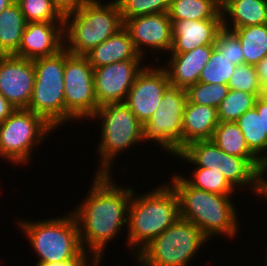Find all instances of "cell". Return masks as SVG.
<instances>
[{
	"instance_id": "obj_1",
	"label": "cell",
	"mask_w": 267,
	"mask_h": 266,
	"mask_svg": "<svg viewBox=\"0 0 267 266\" xmlns=\"http://www.w3.org/2000/svg\"><path fill=\"white\" fill-rule=\"evenodd\" d=\"M111 177V174H95L86 198L71 211L78 223L83 251L98 264L108 242L122 232L123 226H128V208L134 190L118 186Z\"/></svg>"
},
{
	"instance_id": "obj_2",
	"label": "cell",
	"mask_w": 267,
	"mask_h": 266,
	"mask_svg": "<svg viewBox=\"0 0 267 266\" xmlns=\"http://www.w3.org/2000/svg\"><path fill=\"white\" fill-rule=\"evenodd\" d=\"M170 179L179 199L180 218L193 223L208 239L237 236L240 221L231 195L194 188L179 173H174Z\"/></svg>"
},
{
	"instance_id": "obj_3",
	"label": "cell",
	"mask_w": 267,
	"mask_h": 266,
	"mask_svg": "<svg viewBox=\"0 0 267 266\" xmlns=\"http://www.w3.org/2000/svg\"><path fill=\"white\" fill-rule=\"evenodd\" d=\"M166 183L143 195H135L137 193L133 190L128 208L126 243L134 256L180 217L176 191Z\"/></svg>"
},
{
	"instance_id": "obj_4",
	"label": "cell",
	"mask_w": 267,
	"mask_h": 266,
	"mask_svg": "<svg viewBox=\"0 0 267 266\" xmlns=\"http://www.w3.org/2000/svg\"><path fill=\"white\" fill-rule=\"evenodd\" d=\"M192 166L219 171L235 188H246L261 197L264 196V182L267 167L259 159H245L222 151L212 140L190 142L176 155ZM187 161V162H186ZM248 186V187H247ZM241 187V188H240Z\"/></svg>"
},
{
	"instance_id": "obj_5",
	"label": "cell",
	"mask_w": 267,
	"mask_h": 266,
	"mask_svg": "<svg viewBox=\"0 0 267 266\" xmlns=\"http://www.w3.org/2000/svg\"><path fill=\"white\" fill-rule=\"evenodd\" d=\"M123 27L116 0L108 3L89 0L79 10L64 17V48L71 54L85 55Z\"/></svg>"
},
{
	"instance_id": "obj_6",
	"label": "cell",
	"mask_w": 267,
	"mask_h": 266,
	"mask_svg": "<svg viewBox=\"0 0 267 266\" xmlns=\"http://www.w3.org/2000/svg\"><path fill=\"white\" fill-rule=\"evenodd\" d=\"M37 221L20 219L16 223L38 256L36 263L50 264L76 260L84 251L74 214Z\"/></svg>"
},
{
	"instance_id": "obj_7",
	"label": "cell",
	"mask_w": 267,
	"mask_h": 266,
	"mask_svg": "<svg viewBox=\"0 0 267 266\" xmlns=\"http://www.w3.org/2000/svg\"><path fill=\"white\" fill-rule=\"evenodd\" d=\"M101 120V141L97 154L100 168L96 174H112L113 160L128 148L142 143L143 124L138 120L125 102L106 103L99 106L89 119Z\"/></svg>"
},
{
	"instance_id": "obj_8",
	"label": "cell",
	"mask_w": 267,
	"mask_h": 266,
	"mask_svg": "<svg viewBox=\"0 0 267 266\" xmlns=\"http://www.w3.org/2000/svg\"><path fill=\"white\" fill-rule=\"evenodd\" d=\"M208 240L193 223L179 217L135 257L139 266H188Z\"/></svg>"
},
{
	"instance_id": "obj_9",
	"label": "cell",
	"mask_w": 267,
	"mask_h": 266,
	"mask_svg": "<svg viewBox=\"0 0 267 266\" xmlns=\"http://www.w3.org/2000/svg\"><path fill=\"white\" fill-rule=\"evenodd\" d=\"M33 64L35 83L27 109L58 129L65 125V48L53 56L34 59Z\"/></svg>"
},
{
	"instance_id": "obj_10",
	"label": "cell",
	"mask_w": 267,
	"mask_h": 266,
	"mask_svg": "<svg viewBox=\"0 0 267 266\" xmlns=\"http://www.w3.org/2000/svg\"><path fill=\"white\" fill-rule=\"evenodd\" d=\"M54 130L41 116L29 109H15L0 123V158L16 166L28 165L34 147L40 145Z\"/></svg>"
},
{
	"instance_id": "obj_11",
	"label": "cell",
	"mask_w": 267,
	"mask_h": 266,
	"mask_svg": "<svg viewBox=\"0 0 267 266\" xmlns=\"http://www.w3.org/2000/svg\"><path fill=\"white\" fill-rule=\"evenodd\" d=\"M186 102V89L170 85L157 110L143 123V143L155 142V146L158 144L163 152L178 155L182 150V121Z\"/></svg>"
},
{
	"instance_id": "obj_12",
	"label": "cell",
	"mask_w": 267,
	"mask_h": 266,
	"mask_svg": "<svg viewBox=\"0 0 267 266\" xmlns=\"http://www.w3.org/2000/svg\"><path fill=\"white\" fill-rule=\"evenodd\" d=\"M65 124L89 120L99 108L94 87V68L85 55L65 49L64 66Z\"/></svg>"
},
{
	"instance_id": "obj_13",
	"label": "cell",
	"mask_w": 267,
	"mask_h": 266,
	"mask_svg": "<svg viewBox=\"0 0 267 266\" xmlns=\"http://www.w3.org/2000/svg\"><path fill=\"white\" fill-rule=\"evenodd\" d=\"M169 86L168 74L162 65L147 64L134 80L125 103L143 124L157 110Z\"/></svg>"
},
{
	"instance_id": "obj_14",
	"label": "cell",
	"mask_w": 267,
	"mask_h": 266,
	"mask_svg": "<svg viewBox=\"0 0 267 266\" xmlns=\"http://www.w3.org/2000/svg\"><path fill=\"white\" fill-rule=\"evenodd\" d=\"M143 61L144 59L124 60L94 68V87L98 105L125 102L134 80L146 66Z\"/></svg>"
},
{
	"instance_id": "obj_15",
	"label": "cell",
	"mask_w": 267,
	"mask_h": 266,
	"mask_svg": "<svg viewBox=\"0 0 267 266\" xmlns=\"http://www.w3.org/2000/svg\"><path fill=\"white\" fill-rule=\"evenodd\" d=\"M34 83L33 60L0 55V93L12 106L28 108Z\"/></svg>"
},
{
	"instance_id": "obj_16",
	"label": "cell",
	"mask_w": 267,
	"mask_h": 266,
	"mask_svg": "<svg viewBox=\"0 0 267 266\" xmlns=\"http://www.w3.org/2000/svg\"><path fill=\"white\" fill-rule=\"evenodd\" d=\"M124 27L129 31L135 49L141 57L145 58L147 49L154 50V53L161 50L169 53L173 31L172 21L167 13L129 18L124 22Z\"/></svg>"
},
{
	"instance_id": "obj_17",
	"label": "cell",
	"mask_w": 267,
	"mask_h": 266,
	"mask_svg": "<svg viewBox=\"0 0 267 266\" xmlns=\"http://www.w3.org/2000/svg\"><path fill=\"white\" fill-rule=\"evenodd\" d=\"M64 22H27L14 56L34 60L57 54L64 48Z\"/></svg>"
},
{
	"instance_id": "obj_18",
	"label": "cell",
	"mask_w": 267,
	"mask_h": 266,
	"mask_svg": "<svg viewBox=\"0 0 267 266\" xmlns=\"http://www.w3.org/2000/svg\"><path fill=\"white\" fill-rule=\"evenodd\" d=\"M223 19L171 20L172 46L170 53H186L204 45H214Z\"/></svg>"
},
{
	"instance_id": "obj_19",
	"label": "cell",
	"mask_w": 267,
	"mask_h": 266,
	"mask_svg": "<svg viewBox=\"0 0 267 266\" xmlns=\"http://www.w3.org/2000/svg\"><path fill=\"white\" fill-rule=\"evenodd\" d=\"M214 48L215 45H204L186 53H170L167 64L163 65L170 85L187 89L196 84Z\"/></svg>"
},
{
	"instance_id": "obj_20",
	"label": "cell",
	"mask_w": 267,
	"mask_h": 266,
	"mask_svg": "<svg viewBox=\"0 0 267 266\" xmlns=\"http://www.w3.org/2000/svg\"><path fill=\"white\" fill-rule=\"evenodd\" d=\"M93 68L124 60H142L135 49L129 31L123 27L85 54Z\"/></svg>"
},
{
	"instance_id": "obj_21",
	"label": "cell",
	"mask_w": 267,
	"mask_h": 266,
	"mask_svg": "<svg viewBox=\"0 0 267 266\" xmlns=\"http://www.w3.org/2000/svg\"><path fill=\"white\" fill-rule=\"evenodd\" d=\"M218 124L216 108L187 100L182 121V149L193 141L211 140Z\"/></svg>"
},
{
	"instance_id": "obj_22",
	"label": "cell",
	"mask_w": 267,
	"mask_h": 266,
	"mask_svg": "<svg viewBox=\"0 0 267 266\" xmlns=\"http://www.w3.org/2000/svg\"><path fill=\"white\" fill-rule=\"evenodd\" d=\"M221 13L223 27L229 30L267 24V0H227Z\"/></svg>"
},
{
	"instance_id": "obj_23",
	"label": "cell",
	"mask_w": 267,
	"mask_h": 266,
	"mask_svg": "<svg viewBox=\"0 0 267 266\" xmlns=\"http://www.w3.org/2000/svg\"><path fill=\"white\" fill-rule=\"evenodd\" d=\"M26 23L16 1L0 13V55H14L18 51Z\"/></svg>"
},
{
	"instance_id": "obj_24",
	"label": "cell",
	"mask_w": 267,
	"mask_h": 266,
	"mask_svg": "<svg viewBox=\"0 0 267 266\" xmlns=\"http://www.w3.org/2000/svg\"><path fill=\"white\" fill-rule=\"evenodd\" d=\"M249 150L267 167V133L263 130L262 115L253 107L236 121Z\"/></svg>"
},
{
	"instance_id": "obj_25",
	"label": "cell",
	"mask_w": 267,
	"mask_h": 266,
	"mask_svg": "<svg viewBox=\"0 0 267 266\" xmlns=\"http://www.w3.org/2000/svg\"><path fill=\"white\" fill-rule=\"evenodd\" d=\"M167 14L171 20L222 19L215 0H171Z\"/></svg>"
},
{
	"instance_id": "obj_26",
	"label": "cell",
	"mask_w": 267,
	"mask_h": 266,
	"mask_svg": "<svg viewBox=\"0 0 267 266\" xmlns=\"http://www.w3.org/2000/svg\"><path fill=\"white\" fill-rule=\"evenodd\" d=\"M243 50L244 64L256 66L267 57V24L236 28Z\"/></svg>"
},
{
	"instance_id": "obj_27",
	"label": "cell",
	"mask_w": 267,
	"mask_h": 266,
	"mask_svg": "<svg viewBox=\"0 0 267 266\" xmlns=\"http://www.w3.org/2000/svg\"><path fill=\"white\" fill-rule=\"evenodd\" d=\"M211 140L229 155L245 159H258L249 150L244 135L236 122H219Z\"/></svg>"
},
{
	"instance_id": "obj_28",
	"label": "cell",
	"mask_w": 267,
	"mask_h": 266,
	"mask_svg": "<svg viewBox=\"0 0 267 266\" xmlns=\"http://www.w3.org/2000/svg\"><path fill=\"white\" fill-rule=\"evenodd\" d=\"M263 94L230 89L217 107L219 122H236L240 116L254 107L257 97Z\"/></svg>"
},
{
	"instance_id": "obj_29",
	"label": "cell",
	"mask_w": 267,
	"mask_h": 266,
	"mask_svg": "<svg viewBox=\"0 0 267 266\" xmlns=\"http://www.w3.org/2000/svg\"><path fill=\"white\" fill-rule=\"evenodd\" d=\"M182 178L192 187L220 195H232L236 189L227 181L219 171L202 167H194L192 175L188 179L179 173Z\"/></svg>"
},
{
	"instance_id": "obj_30",
	"label": "cell",
	"mask_w": 267,
	"mask_h": 266,
	"mask_svg": "<svg viewBox=\"0 0 267 266\" xmlns=\"http://www.w3.org/2000/svg\"><path fill=\"white\" fill-rule=\"evenodd\" d=\"M235 68L231 60L214 48L207 65L202 69L198 82L227 85Z\"/></svg>"
},
{
	"instance_id": "obj_31",
	"label": "cell",
	"mask_w": 267,
	"mask_h": 266,
	"mask_svg": "<svg viewBox=\"0 0 267 266\" xmlns=\"http://www.w3.org/2000/svg\"><path fill=\"white\" fill-rule=\"evenodd\" d=\"M229 90L228 85L197 82L186 89L187 100L190 103L211 106L217 109Z\"/></svg>"
},
{
	"instance_id": "obj_32",
	"label": "cell",
	"mask_w": 267,
	"mask_h": 266,
	"mask_svg": "<svg viewBox=\"0 0 267 266\" xmlns=\"http://www.w3.org/2000/svg\"><path fill=\"white\" fill-rule=\"evenodd\" d=\"M26 22H64L51 0H15Z\"/></svg>"
},
{
	"instance_id": "obj_33",
	"label": "cell",
	"mask_w": 267,
	"mask_h": 266,
	"mask_svg": "<svg viewBox=\"0 0 267 266\" xmlns=\"http://www.w3.org/2000/svg\"><path fill=\"white\" fill-rule=\"evenodd\" d=\"M123 22L129 18L167 13L171 0H116Z\"/></svg>"
},
{
	"instance_id": "obj_34",
	"label": "cell",
	"mask_w": 267,
	"mask_h": 266,
	"mask_svg": "<svg viewBox=\"0 0 267 266\" xmlns=\"http://www.w3.org/2000/svg\"><path fill=\"white\" fill-rule=\"evenodd\" d=\"M227 85L232 90H242L249 93H264L256 66L248 64L236 65L235 71Z\"/></svg>"
},
{
	"instance_id": "obj_35",
	"label": "cell",
	"mask_w": 267,
	"mask_h": 266,
	"mask_svg": "<svg viewBox=\"0 0 267 266\" xmlns=\"http://www.w3.org/2000/svg\"><path fill=\"white\" fill-rule=\"evenodd\" d=\"M215 48L223 56L231 60L232 64H244L243 50L237 35L229 29L222 28L217 35Z\"/></svg>"
},
{
	"instance_id": "obj_36",
	"label": "cell",
	"mask_w": 267,
	"mask_h": 266,
	"mask_svg": "<svg viewBox=\"0 0 267 266\" xmlns=\"http://www.w3.org/2000/svg\"><path fill=\"white\" fill-rule=\"evenodd\" d=\"M58 12L66 17L79 10L89 0H51Z\"/></svg>"
},
{
	"instance_id": "obj_37",
	"label": "cell",
	"mask_w": 267,
	"mask_h": 266,
	"mask_svg": "<svg viewBox=\"0 0 267 266\" xmlns=\"http://www.w3.org/2000/svg\"><path fill=\"white\" fill-rule=\"evenodd\" d=\"M89 256L88 253L83 252L76 260L74 261H68V262H55V263H50V264H41V263H36L35 266H99V264ZM89 260V261H87ZM92 261V262H91ZM90 262V263H88Z\"/></svg>"
},
{
	"instance_id": "obj_38",
	"label": "cell",
	"mask_w": 267,
	"mask_h": 266,
	"mask_svg": "<svg viewBox=\"0 0 267 266\" xmlns=\"http://www.w3.org/2000/svg\"><path fill=\"white\" fill-rule=\"evenodd\" d=\"M254 107L259 115H262L263 130L267 133V95L258 96Z\"/></svg>"
},
{
	"instance_id": "obj_39",
	"label": "cell",
	"mask_w": 267,
	"mask_h": 266,
	"mask_svg": "<svg viewBox=\"0 0 267 266\" xmlns=\"http://www.w3.org/2000/svg\"><path fill=\"white\" fill-rule=\"evenodd\" d=\"M259 80L263 86L264 94L267 95V57L256 65Z\"/></svg>"
},
{
	"instance_id": "obj_40",
	"label": "cell",
	"mask_w": 267,
	"mask_h": 266,
	"mask_svg": "<svg viewBox=\"0 0 267 266\" xmlns=\"http://www.w3.org/2000/svg\"><path fill=\"white\" fill-rule=\"evenodd\" d=\"M16 108L0 93V123L3 122Z\"/></svg>"
},
{
	"instance_id": "obj_41",
	"label": "cell",
	"mask_w": 267,
	"mask_h": 266,
	"mask_svg": "<svg viewBox=\"0 0 267 266\" xmlns=\"http://www.w3.org/2000/svg\"><path fill=\"white\" fill-rule=\"evenodd\" d=\"M14 2L15 0H0V13Z\"/></svg>"
},
{
	"instance_id": "obj_42",
	"label": "cell",
	"mask_w": 267,
	"mask_h": 266,
	"mask_svg": "<svg viewBox=\"0 0 267 266\" xmlns=\"http://www.w3.org/2000/svg\"><path fill=\"white\" fill-rule=\"evenodd\" d=\"M263 198H265L267 200V179L265 178V182H264V196Z\"/></svg>"
},
{
	"instance_id": "obj_43",
	"label": "cell",
	"mask_w": 267,
	"mask_h": 266,
	"mask_svg": "<svg viewBox=\"0 0 267 266\" xmlns=\"http://www.w3.org/2000/svg\"><path fill=\"white\" fill-rule=\"evenodd\" d=\"M219 5H223L227 0H215Z\"/></svg>"
},
{
	"instance_id": "obj_44",
	"label": "cell",
	"mask_w": 267,
	"mask_h": 266,
	"mask_svg": "<svg viewBox=\"0 0 267 266\" xmlns=\"http://www.w3.org/2000/svg\"><path fill=\"white\" fill-rule=\"evenodd\" d=\"M264 250H266V251H267V249H265V248H264ZM265 255H266V264H265V265L267 266V252H266V254H265Z\"/></svg>"
}]
</instances>
